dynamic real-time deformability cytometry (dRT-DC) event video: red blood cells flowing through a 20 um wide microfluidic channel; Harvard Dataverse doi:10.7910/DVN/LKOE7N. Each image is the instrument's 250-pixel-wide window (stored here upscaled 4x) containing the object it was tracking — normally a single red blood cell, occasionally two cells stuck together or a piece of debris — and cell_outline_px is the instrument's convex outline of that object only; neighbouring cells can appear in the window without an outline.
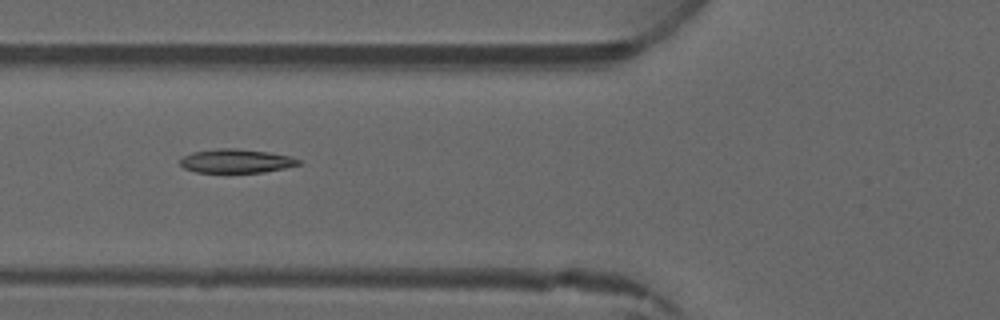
{"species": "common noctule bat (a hibernating species)", "species_latin": "Nyctalus noctula", "temperature_condition": "warm", "stored_images_in_passage": 4, "camera_frame_rate_fps": 3000, "um_per_image_px": 0.085, "animal": {"sex": "male", "forearm_length_mm": 52.5}, "frame": {"image": 1, "passage_image": 4, "time_ms": 4.333, "image_size_px": [1000, 320], "cell_outline_px": [[304, 164], [264, 172], [228, 176], [196, 172], [184, 168], [180, 164], [180, 160], [184, 156], [192, 152], [216, 148], [236, 148], [268, 152], [292, 156], [300, 160]], "centroid_in_image_um": [20.08, 13.74], "position_along_channel_um": 105.7, "area_um2": 17.51}}